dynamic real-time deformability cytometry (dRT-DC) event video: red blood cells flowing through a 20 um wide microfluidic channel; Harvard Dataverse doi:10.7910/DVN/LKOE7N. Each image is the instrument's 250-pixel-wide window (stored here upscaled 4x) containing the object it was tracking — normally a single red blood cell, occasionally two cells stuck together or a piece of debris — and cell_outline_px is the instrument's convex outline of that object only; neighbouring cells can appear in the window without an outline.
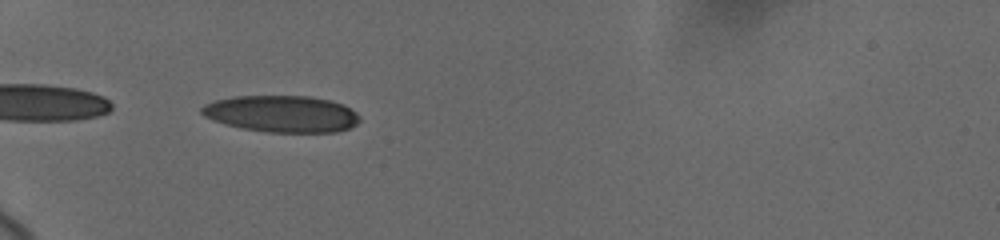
{"species": "human", "species_latin": "Homo sapiens", "temperature_condition": "cold", "stored_images_in_passage": 16, "camera_frame_rate_fps": 3000, "um_per_image_px": 0.085, "donor": {"sex": "female"}, "frame": {"image": 1, "passage_image": 1, "time_ms": 0.0, "image_size_px": [1000, 240], "cell_outline_px": [[360, 120], [356, 124], [348, 128], [336, 132], [268, 132], [244, 128], [224, 124], [212, 120], [204, 116], [200, 112], [200, 108], [204, 104], [216, 100], [232, 96], [312, 96], [332, 100], [344, 104], [356, 112], [360, 116]], "centroid_in_image_um": [23.95, 9.66], "position_along_channel_um": 61.0, "area_um2": 33.99}}
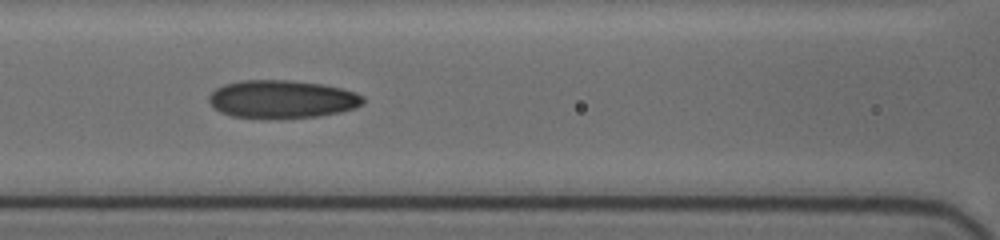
{"frame": {"image": 2, "passage_image": 8, "time_ms": 2.667, "image_size_px": [1000, 240], "cell_outline_px": [[364, 104], [340, 112], [320, 116], [268, 120], [232, 116], [220, 112], [208, 100], [208, 96], [216, 88], [224, 84], [240, 80], [288, 80], [324, 84], [356, 92], [364, 96]], "centroid_in_image_um": [23.97, 8.45], "position_along_channel_um": 142.6, "area_um2": 34.68}}
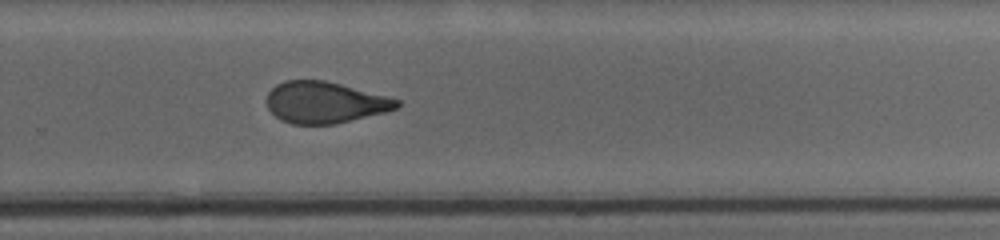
{"frame": {"image": 3, "passage_image": 16, "time_ms": 7.0, "image_size_px": [1000, 240], "cell_outline_px": [[400, 104], [396, 108], [384, 112], [336, 124], [292, 124], [280, 120], [268, 108], [268, 92], [276, 84], [284, 80], [324, 80], [388, 96], [400, 100]], "centroid_in_image_um": [27.6, 8.7], "position_along_channel_um": 302.2, "area_um2": 31.27}}